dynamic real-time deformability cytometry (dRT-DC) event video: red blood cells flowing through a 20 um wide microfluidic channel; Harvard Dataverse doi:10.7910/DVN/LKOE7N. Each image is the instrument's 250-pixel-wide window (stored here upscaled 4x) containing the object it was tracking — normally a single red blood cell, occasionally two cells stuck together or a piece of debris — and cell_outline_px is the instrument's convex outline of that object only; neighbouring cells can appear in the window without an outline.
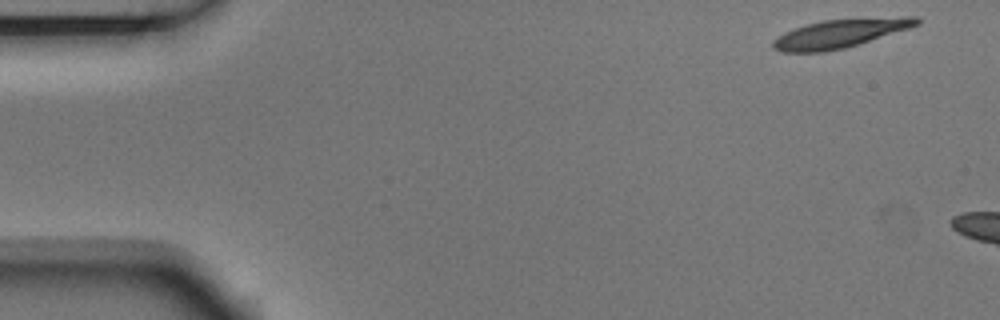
{"species": "Egyptian fruit bat (a non-hibernating species)", "species_latin": "Rousettus aegyptiacus", "temperature_condition": "room temperature", "stored_images_in_passage": 2, "camera_frame_rate_fps": 3000, "um_per_image_px": 0.085, "animal": {"sex": "male"}, "frame": {"image": 1, "passage_image": 1, "time_ms": 0.0, "image_size_px": [1000, 320], "cell_outline_px": [[920, 24], [908, 28], [844, 48], [824, 52], [780, 52], [772, 48], [772, 40], [776, 36], [784, 32], [808, 24], [824, 20], [904, 16], [916, 16], [920, 20]], "centroid_in_image_um": [71.36, 2.84], "position_along_channel_um": 13.6, "area_um2": 23.7}}